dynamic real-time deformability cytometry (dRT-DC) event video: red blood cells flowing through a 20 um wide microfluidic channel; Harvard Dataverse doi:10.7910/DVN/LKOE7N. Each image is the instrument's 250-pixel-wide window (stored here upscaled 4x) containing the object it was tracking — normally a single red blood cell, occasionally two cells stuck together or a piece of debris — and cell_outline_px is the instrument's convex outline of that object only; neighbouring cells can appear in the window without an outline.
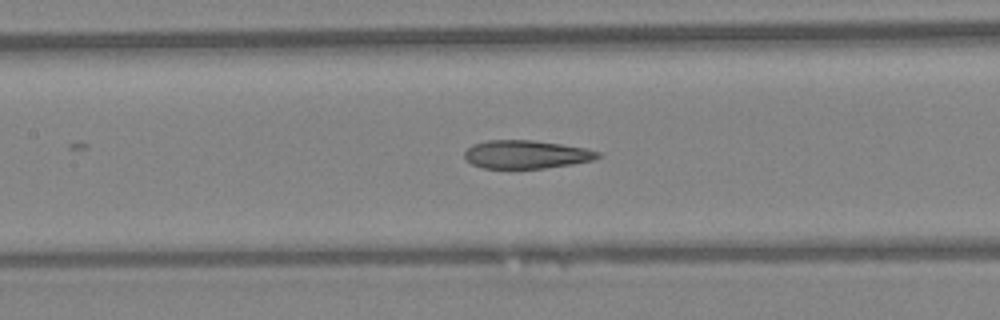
{"species": "Egyptian fruit bat (a non-hibernating species)", "species_latin": "Rousettus aegyptiacus", "temperature_condition": "warm", "stored_images_in_passage": 25, "camera_frame_rate_fps": 3000, "um_per_image_px": 0.085, "animal": {"sex": "female"}, "frame": {"image": 1, "passage_image": 21, "time_ms": 6.667, "image_size_px": [1000, 320], "cell_outline_px": [[600, 156], [592, 160], [572, 164], [544, 168], [484, 168], [472, 164], [464, 156], [464, 152], [472, 144], [488, 140], [532, 140], [588, 148], [600, 152]], "centroid_in_image_um": [44.73, 13.12], "position_along_channel_um": 162.7, "area_um2": 21.85}}